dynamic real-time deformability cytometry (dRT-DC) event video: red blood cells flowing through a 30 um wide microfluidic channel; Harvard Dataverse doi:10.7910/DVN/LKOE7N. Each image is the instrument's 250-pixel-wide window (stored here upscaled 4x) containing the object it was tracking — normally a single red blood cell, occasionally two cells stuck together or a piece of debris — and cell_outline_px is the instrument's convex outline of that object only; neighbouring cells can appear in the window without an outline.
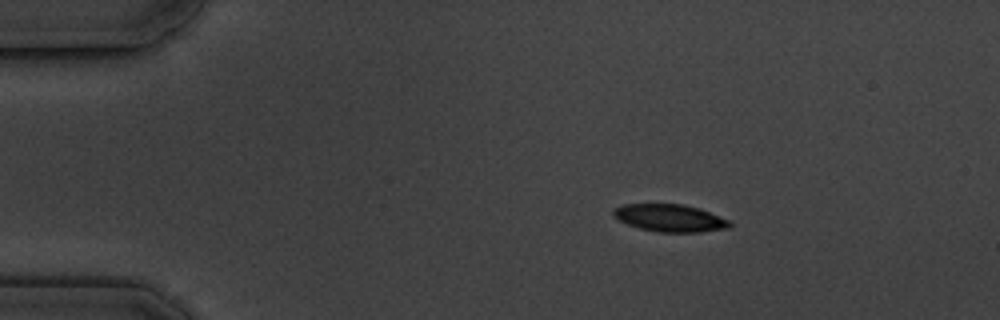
{"species": "common noctule bat (a hibernating species)", "species_latin": "Nyctalus noctula", "temperature_condition": "cold", "stored_images_in_passage": 3, "camera_frame_rate_fps": 3000, "um_per_image_px": 0.085, "animal": {"sex": "male", "body_mass_g": 19.5, "forearm_length_mm": 54.6}, "frame": {"image": 1, "passage_image": 2, "time_ms": 1.333, "image_size_px": [1000, 320], "cell_outline_px": [[732, 228], [700, 232], [656, 232], [640, 228], [628, 224], [620, 220], [612, 212], [612, 208], [624, 204], [684, 204], [700, 208], [728, 220], [732, 224]], "centroid_in_image_um": [56.97, 18.53], "position_along_channel_um": 28.0, "area_um2": 18.61}}